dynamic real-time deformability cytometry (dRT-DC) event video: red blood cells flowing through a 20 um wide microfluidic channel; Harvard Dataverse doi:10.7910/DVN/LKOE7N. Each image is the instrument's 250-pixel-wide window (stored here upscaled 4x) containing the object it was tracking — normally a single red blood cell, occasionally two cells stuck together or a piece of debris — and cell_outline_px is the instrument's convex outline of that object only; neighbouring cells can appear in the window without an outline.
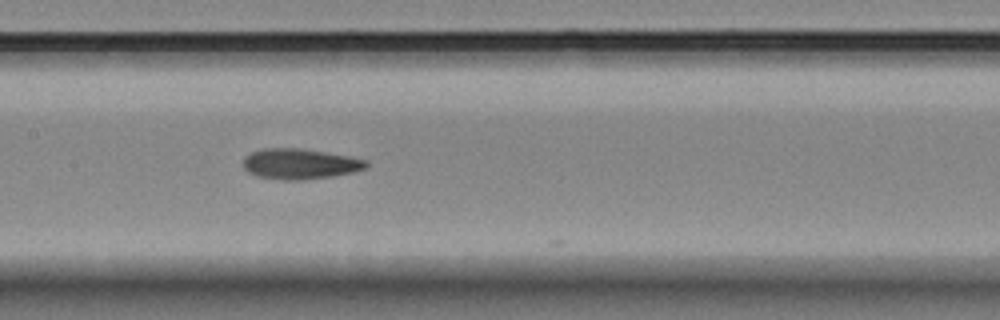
{"species": "Egyptian fruit bat (a non-hibernating species)", "species_latin": "Rousettus aegyptiacus", "temperature_condition": "room temperature", "stored_images_in_passage": 26, "camera_frame_rate_fps": 3000, "um_per_image_px": 0.085, "animal": {"sex": "female"}, "frame": {"image": 1, "passage_image": 13, "time_ms": 4.0, "image_size_px": [1000, 320], "cell_outline_px": [[368, 164], [364, 168], [352, 172], [332, 176], [300, 180], [284, 180], [256, 176], [248, 172], [244, 168], [244, 156], [252, 152], [264, 148], [300, 148], [348, 156], [368, 160]], "centroid_in_image_um": [25.46, 13.93], "position_along_channel_um": 181.9, "area_um2": 21.68}}
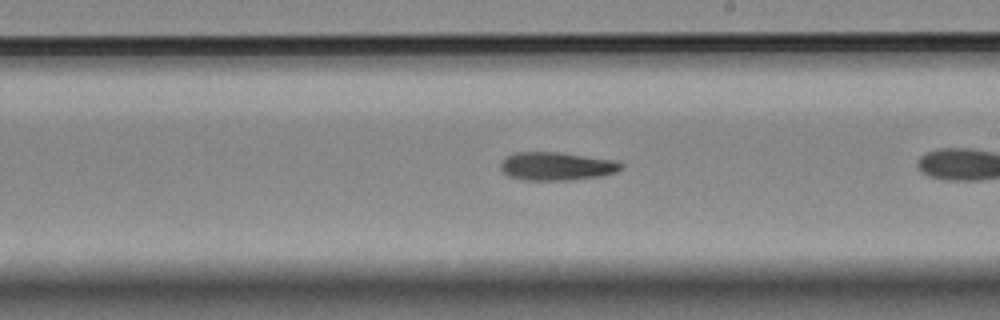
{"frame": {"image": 2, "passage_image": 15, "time_ms": 4.667, "image_size_px": [1000, 320], "cell_outline_px": [[624, 168], [616, 172], [604, 176], [568, 180], [524, 180], [508, 176], [500, 168], [500, 164], [508, 156], [516, 152], [560, 152], [616, 160], [624, 164]], "centroid_in_image_um": [47.37, 14.13], "position_along_channel_um": 241.6, "area_um2": 20.0}}
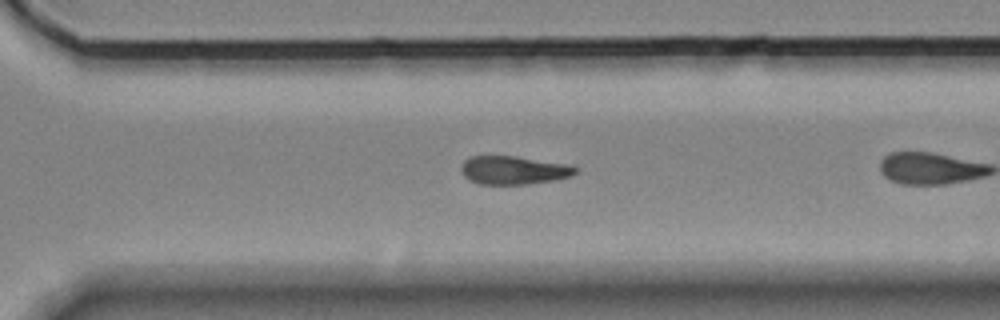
{"frame": {"image": 3, "passage_image": 22, "time_ms": 7.0, "image_size_px": [1000, 320], "cell_outline_px": [[576, 172], [572, 176], [556, 180], [528, 184], [480, 184], [468, 180], [464, 176], [460, 168], [464, 160], [472, 156], [516, 156], [576, 164]], "centroid_in_image_um": [43.72, 14.46], "position_along_channel_um": 326.9, "area_um2": 19.31}}